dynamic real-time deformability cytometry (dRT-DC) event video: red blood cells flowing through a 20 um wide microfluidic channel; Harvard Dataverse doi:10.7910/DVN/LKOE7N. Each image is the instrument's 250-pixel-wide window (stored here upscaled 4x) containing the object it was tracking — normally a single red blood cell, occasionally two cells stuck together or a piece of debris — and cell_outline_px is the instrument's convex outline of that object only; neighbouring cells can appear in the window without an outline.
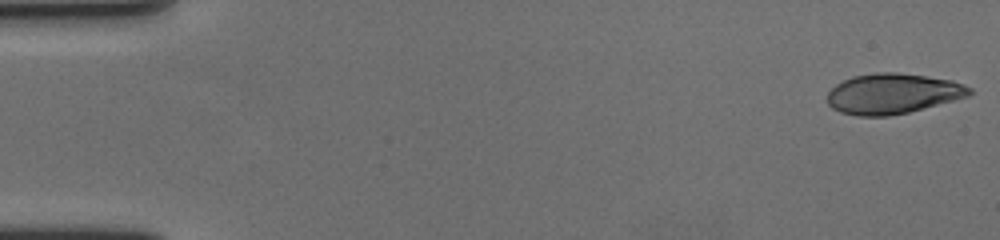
{"species": "human", "species_latin": "Homo sapiens", "temperature_condition": "cold", "stored_images_in_passage": 59, "camera_frame_rate_fps": 3000, "um_per_image_px": 0.085, "donor": {"sex": "female"}, "frame": {"image": 1, "passage_image": 1, "time_ms": 0.0, "image_size_px": [1000, 240], "cell_outline_px": [[972, 92], [968, 96], [908, 112], [888, 116], [856, 116], [840, 112], [832, 108], [828, 104], [828, 92], [836, 84], [852, 76], [876, 72], [896, 72], [928, 76], [952, 80], [964, 84], [972, 88]], "centroid_in_image_um": [75.87, 7.95], "position_along_channel_um": 9.1, "area_um2": 33.41}}
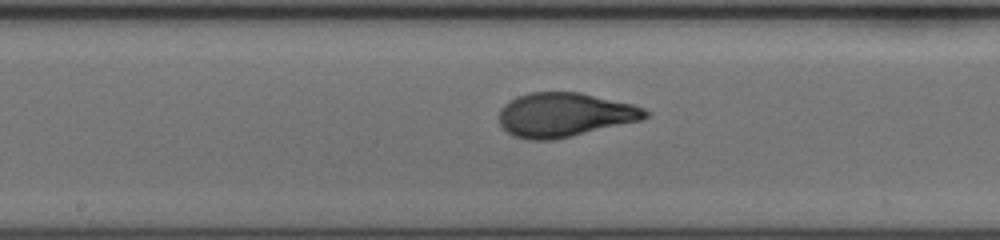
{"frame": {"image": 2, "passage_image": 31, "time_ms": 10.0, "image_size_px": [1000, 240], "cell_outline_px": [[652, 112], [648, 116], [640, 120], [552, 140], [528, 140], [512, 136], [500, 124], [500, 108], [504, 104], [516, 96], [528, 92], [580, 92], [632, 104], [644, 108]], "centroid_in_image_um": [47.96, 9.75], "position_along_channel_um": 200.2, "area_um2": 37.45}}
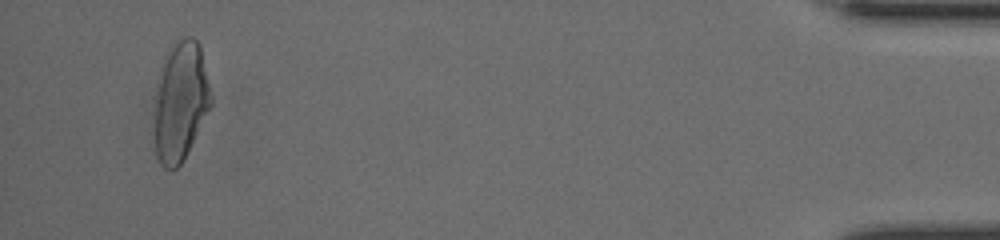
{"frame": {"image": 3, "passage_image": 56, "time_ms": 18.333, "image_size_px": [1000, 240], "cell_outline_px": [[212, 104], [180, 164], [176, 168], [164, 168], [160, 164], [156, 156], [156, 104], [160, 76], [164, 56], [168, 48], [176, 40], [184, 36], [192, 36], [200, 44], [212, 100]], "centroid_in_image_um": [15.36, 8.55], "position_along_channel_um": 419.8, "area_um2": 38.38}, "authors_computed_cell_mechanics": {"area_um2": 36.4718, "velocity_mm_per_s": 3.5692, "shape_relaxation_time_tau1_ms": 4.4288, "shape_relaxation_time_tau2_ms": null, "deformation_change_tau1": 0.1831, "deformation_change_tau2": null}}